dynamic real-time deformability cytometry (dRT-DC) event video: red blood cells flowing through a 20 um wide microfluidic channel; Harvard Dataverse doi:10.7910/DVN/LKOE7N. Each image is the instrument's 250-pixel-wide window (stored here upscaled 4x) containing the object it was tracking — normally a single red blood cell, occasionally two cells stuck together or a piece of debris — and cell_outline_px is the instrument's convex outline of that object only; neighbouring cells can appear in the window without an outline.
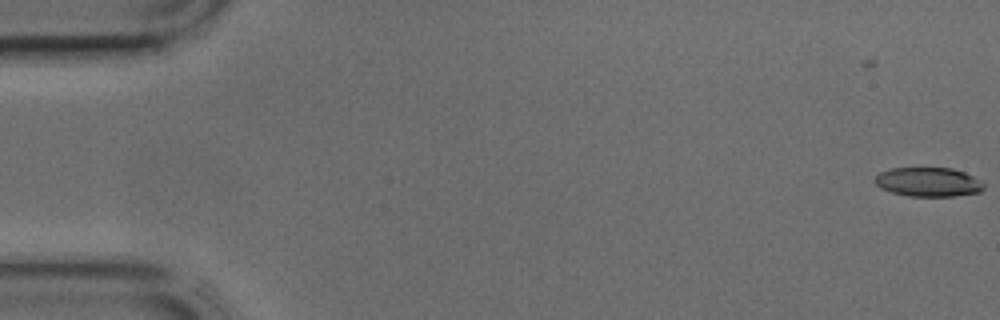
{"species": "common noctule bat (a hibernating species)", "species_latin": "Nyctalus noctula", "temperature_condition": "cold", "stored_images_in_passage": 2, "camera_frame_rate_fps": 3000, "um_per_image_px": 0.085, "animal": {"sex": "male", "body_mass_g": 17.9, "forearm_length_mm": 54.2}, "frame": {"image": 1, "passage_image": 2, "time_ms": 0.333, "image_size_px": [1000, 320], "cell_outline_px": [[984, 188], [980, 192], [956, 196], [908, 196], [892, 192], [880, 188], [872, 180], [880, 172], [892, 168], [952, 168], [964, 172], [980, 180], [984, 184]], "centroid_in_image_um": [78.9, 15.47], "position_along_channel_um": 6.1, "area_um2": 18.55}}